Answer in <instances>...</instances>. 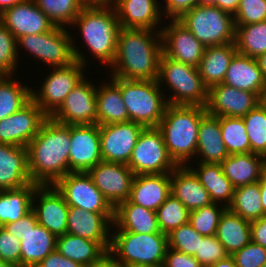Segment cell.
I'll list each match as a JSON object with an SVG mask.
<instances>
[{"label":"cell","mask_w":266,"mask_h":267,"mask_svg":"<svg viewBox=\"0 0 266 267\" xmlns=\"http://www.w3.org/2000/svg\"><path fill=\"white\" fill-rule=\"evenodd\" d=\"M162 54L161 29L121 28L109 74L126 80H157Z\"/></svg>","instance_id":"obj_1"},{"label":"cell","mask_w":266,"mask_h":267,"mask_svg":"<svg viewBox=\"0 0 266 267\" xmlns=\"http://www.w3.org/2000/svg\"><path fill=\"white\" fill-rule=\"evenodd\" d=\"M27 151L31 181L38 185H54L70 173V125L47 117L29 142Z\"/></svg>","instance_id":"obj_2"},{"label":"cell","mask_w":266,"mask_h":267,"mask_svg":"<svg viewBox=\"0 0 266 267\" xmlns=\"http://www.w3.org/2000/svg\"><path fill=\"white\" fill-rule=\"evenodd\" d=\"M206 113V107L199 105H167L157 128L163 134L170 157L178 166L188 165L195 157L200 120Z\"/></svg>","instance_id":"obj_3"},{"label":"cell","mask_w":266,"mask_h":267,"mask_svg":"<svg viewBox=\"0 0 266 267\" xmlns=\"http://www.w3.org/2000/svg\"><path fill=\"white\" fill-rule=\"evenodd\" d=\"M71 26H79L90 53L110 67L115 59L121 29L114 7H83Z\"/></svg>","instance_id":"obj_4"},{"label":"cell","mask_w":266,"mask_h":267,"mask_svg":"<svg viewBox=\"0 0 266 267\" xmlns=\"http://www.w3.org/2000/svg\"><path fill=\"white\" fill-rule=\"evenodd\" d=\"M109 78L120 88L123 102L129 113V121L139 123L145 128L158 127L168 105L166 95L161 91L157 80H126Z\"/></svg>","instance_id":"obj_5"},{"label":"cell","mask_w":266,"mask_h":267,"mask_svg":"<svg viewBox=\"0 0 266 267\" xmlns=\"http://www.w3.org/2000/svg\"><path fill=\"white\" fill-rule=\"evenodd\" d=\"M157 82L160 87L165 84L170 89L168 91H173L172 95L166 97L168 104L203 107L207 105L209 88L204 84L196 67L162 54Z\"/></svg>","instance_id":"obj_6"},{"label":"cell","mask_w":266,"mask_h":267,"mask_svg":"<svg viewBox=\"0 0 266 267\" xmlns=\"http://www.w3.org/2000/svg\"><path fill=\"white\" fill-rule=\"evenodd\" d=\"M113 230L112 228L109 253L117 261L130 267L156 266L164 263L168 248L166 234Z\"/></svg>","instance_id":"obj_7"},{"label":"cell","mask_w":266,"mask_h":267,"mask_svg":"<svg viewBox=\"0 0 266 267\" xmlns=\"http://www.w3.org/2000/svg\"><path fill=\"white\" fill-rule=\"evenodd\" d=\"M66 27L54 26L50 31L40 34L24 35L17 40L18 53L22 47L45 62L48 67H65L72 62L79 61L86 68L88 66L85 54L81 53L75 45V39ZM78 48V49H77ZM87 64V65H86ZM50 65V66H49Z\"/></svg>","instance_id":"obj_8"},{"label":"cell","mask_w":266,"mask_h":267,"mask_svg":"<svg viewBox=\"0 0 266 267\" xmlns=\"http://www.w3.org/2000/svg\"><path fill=\"white\" fill-rule=\"evenodd\" d=\"M205 47L235 42L234 16L212 4H197L178 19Z\"/></svg>","instance_id":"obj_9"},{"label":"cell","mask_w":266,"mask_h":267,"mask_svg":"<svg viewBox=\"0 0 266 267\" xmlns=\"http://www.w3.org/2000/svg\"><path fill=\"white\" fill-rule=\"evenodd\" d=\"M127 165L135 175L171 173L178 166L170 157L157 127L142 130Z\"/></svg>","instance_id":"obj_10"},{"label":"cell","mask_w":266,"mask_h":267,"mask_svg":"<svg viewBox=\"0 0 266 267\" xmlns=\"http://www.w3.org/2000/svg\"><path fill=\"white\" fill-rule=\"evenodd\" d=\"M84 67L76 60L65 67H51L52 72L45 76L41 89L31 90V99L50 117L61 106L66 96L86 77L83 73Z\"/></svg>","instance_id":"obj_11"},{"label":"cell","mask_w":266,"mask_h":267,"mask_svg":"<svg viewBox=\"0 0 266 267\" xmlns=\"http://www.w3.org/2000/svg\"><path fill=\"white\" fill-rule=\"evenodd\" d=\"M54 186L69 206L101 214H114V208L94 185L87 172H70L60 178Z\"/></svg>","instance_id":"obj_12"},{"label":"cell","mask_w":266,"mask_h":267,"mask_svg":"<svg viewBox=\"0 0 266 267\" xmlns=\"http://www.w3.org/2000/svg\"><path fill=\"white\" fill-rule=\"evenodd\" d=\"M86 79L66 96L50 116L53 120L67 125L97 124V87Z\"/></svg>","instance_id":"obj_13"},{"label":"cell","mask_w":266,"mask_h":267,"mask_svg":"<svg viewBox=\"0 0 266 267\" xmlns=\"http://www.w3.org/2000/svg\"><path fill=\"white\" fill-rule=\"evenodd\" d=\"M87 173L114 209L128 200L135 178V174L128 165L100 161Z\"/></svg>","instance_id":"obj_14"},{"label":"cell","mask_w":266,"mask_h":267,"mask_svg":"<svg viewBox=\"0 0 266 267\" xmlns=\"http://www.w3.org/2000/svg\"><path fill=\"white\" fill-rule=\"evenodd\" d=\"M144 128L143 125L132 121L100 125L102 161L127 165Z\"/></svg>","instance_id":"obj_15"},{"label":"cell","mask_w":266,"mask_h":267,"mask_svg":"<svg viewBox=\"0 0 266 267\" xmlns=\"http://www.w3.org/2000/svg\"><path fill=\"white\" fill-rule=\"evenodd\" d=\"M48 116L30 99L17 112L0 120V143L27 147Z\"/></svg>","instance_id":"obj_16"},{"label":"cell","mask_w":266,"mask_h":267,"mask_svg":"<svg viewBox=\"0 0 266 267\" xmlns=\"http://www.w3.org/2000/svg\"><path fill=\"white\" fill-rule=\"evenodd\" d=\"M69 205L54 185H38L32 196V211L38 223L56 237L67 233Z\"/></svg>","instance_id":"obj_17"},{"label":"cell","mask_w":266,"mask_h":267,"mask_svg":"<svg viewBox=\"0 0 266 267\" xmlns=\"http://www.w3.org/2000/svg\"><path fill=\"white\" fill-rule=\"evenodd\" d=\"M100 161L99 125H70V172H88Z\"/></svg>","instance_id":"obj_18"},{"label":"cell","mask_w":266,"mask_h":267,"mask_svg":"<svg viewBox=\"0 0 266 267\" xmlns=\"http://www.w3.org/2000/svg\"><path fill=\"white\" fill-rule=\"evenodd\" d=\"M164 26H161L163 54L198 68L206 47L177 19Z\"/></svg>","instance_id":"obj_19"},{"label":"cell","mask_w":266,"mask_h":267,"mask_svg":"<svg viewBox=\"0 0 266 267\" xmlns=\"http://www.w3.org/2000/svg\"><path fill=\"white\" fill-rule=\"evenodd\" d=\"M258 104L257 94L220 83L209 88L206 111L216 117L242 118Z\"/></svg>","instance_id":"obj_20"},{"label":"cell","mask_w":266,"mask_h":267,"mask_svg":"<svg viewBox=\"0 0 266 267\" xmlns=\"http://www.w3.org/2000/svg\"><path fill=\"white\" fill-rule=\"evenodd\" d=\"M113 221L114 214H101L69 206L67 233L96 241L109 252Z\"/></svg>","instance_id":"obj_21"},{"label":"cell","mask_w":266,"mask_h":267,"mask_svg":"<svg viewBox=\"0 0 266 267\" xmlns=\"http://www.w3.org/2000/svg\"><path fill=\"white\" fill-rule=\"evenodd\" d=\"M0 21L18 40L24 35L50 31L54 24L42 12L34 0L25 1L6 9L0 14Z\"/></svg>","instance_id":"obj_22"},{"label":"cell","mask_w":266,"mask_h":267,"mask_svg":"<svg viewBox=\"0 0 266 267\" xmlns=\"http://www.w3.org/2000/svg\"><path fill=\"white\" fill-rule=\"evenodd\" d=\"M57 237L41 226L33 211L27 214V231L20 238V267H36L56 250Z\"/></svg>","instance_id":"obj_23"},{"label":"cell","mask_w":266,"mask_h":267,"mask_svg":"<svg viewBox=\"0 0 266 267\" xmlns=\"http://www.w3.org/2000/svg\"><path fill=\"white\" fill-rule=\"evenodd\" d=\"M160 5L158 0H116L113 7L121 28L157 30L163 19Z\"/></svg>","instance_id":"obj_24"},{"label":"cell","mask_w":266,"mask_h":267,"mask_svg":"<svg viewBox=\"0 0 266 267\" xmlns=\"http://www.w3.org/2000/svg\"><path fill=\"white\" fill-rule=\"evenodd\" d=\"M171 194V173L135 175L128 200L157 211Z\"/></svg>","instance_id":"obj_25"},{"label":"cell","mask_w":266,"mask_h":267,"mask_svg":"<svg viewBox=\"0 0 266 267\" xmlns=\"http://www.w3.org/2000/svg\"><path fill=\"white\" fill-rule=\"evenodd\" d=\"M30 183L27 147L0 143V191L21 188Z\"/></svg>","instance_id":"obj_26"},{"label":"cell","mask_w":266,"mask_h":267,"mask_svg":"<svg viewBox=\"0 0 266 267\" xmlns=\"http://www.w3.org/2000/svg\"><path fill=\"white\" fill-rule=\"evenodd\" d=\"M171 194L179 199L189 211L213 203L208 191L187 165L177 166L171 172Z\"/></svg>","instance_id":"obj_27"},{"label":"cell","mask_w":266,"mask_h":267,"mask_svg":"<svg viewBox=\"0 0 266 267\" xmlns=\"http://www.w3.org/2000/svg\"><path fill=\"white\" fill-rule=\"evenodd\" d=\"M199 162L221 164L228 156L220 129V117L206 113L200 120L197 152Z\"/></svg>","instance_id":"obj_28"},{"label":"cell","mask_w":266,"mask_h":267,"mask_svg":"<svg viewBox=\"0 0 266 267\" xmlns=\"http://www.w3.org/2000/svg\"><path fill=\"white\" fill-rule=\"evenodd\" d=\"M113 225L116 231L162 233L156 212L131 203L129 200H125L114 209Z\"/></svg>","instance_id":"obj_29"},{"label":"cell","mask_w":266,"mask_h":267,"mask_svg":"<svg viewBox=\"0 0 266 267\" xmlns=\"http://www.w3.org/2000/svg\"><path fill=\"white\" fill-rule=\"evenodd\" d=\"M256 58L236 53L230 62L223 84L239 90L249 91L259 96L265 85Z\"/></svg>","instance_id":"obj_30"},{"label":"cell","mask_w":266,"mask_h":267,"mask_svg":"<svg viewBox=\"0 0 266 267\" xmlns=\"http://www.w3.org/2000/svg\"><path fill=\"white\" fill-rule=\"evenodd\" d=\"M236 53L235 42L205 48L198 70L208 88L223 83L230 62Z\"/></svg>","instance_id":"obj_31"},{"label":"cell","mask_w":266,"mask_h":267,"mask_svg":"<svg viewBox=\"0 0 266 267\" xmlns=\"http://www.w3.org/2000/svg\"><path fill=\"white\" fill-rule=\"evenodd\" d=\"M221 167L234 188L258 182L263 175L262 157L251 152L229 155Z\"/></svg>","instance_id":"obj_32"},{"label":"cell","mask_w":266,"mask_h":267,"mask_svg":"<svg viewBox=\"0 0 266 267\" xmlns=\"http://www.w3.org/2000/svg\"><path fill=\"white\" fill-rule=\"evenodd\" d=\"M56 250L83 267H94L108 253L98 242L69 233L57 237Z\"/></svg>","instance_id":"obj_33"},{"label":"cell","mask_w":266,"mask_h":267,"mask_svg":"<svg viewBox=\"0 0 266 267\" xmlns=\"http://www.w3.org/2000/svg\"><path fill=\"white\" fill-rule=\"evenodd\" d=\"M198 168L187 165L198 177L202 186L208 191L213 203L223 204L228 208L234 194V186L224 175L221 164L196 161ZM226 203V204H225Z\"/></svg>","instance_id":"obj_34"},{"label":"cell","mask_w":266,"mask_h":267,"mask_svg":"<svg viewBox=\"0 0 266 267\" xmlns=\"http://www.w3.org/2000/svg\"><path fill=\"white\" fill-rule=\"evenodd\" d=\"M110 82H104L97 88V124L99 126L129 122V113L123 102L120 88L112 80Z\"/></svg>","instance_id":"obj_35"},{"label":"cell","mask_w":266,"mask_h":267,"mask_svg":"<svg viewBox=\"0 0 266 267\" xmlns=\"http://www.w3.org/2000/svg\"><path fill=\"white\" fill-rule=\"evenodd\" d=\"M215 236L232 255L251 241V222L226 208L220 216Z\"/></svg>","instance_id":"obj_36"},{"label":"cell","mask_w":266,"mask_h":267,"mask_svg":"<svg viewBox=\"0 0 266 267\" xmlns=\"http://www.w3.org/2000/svg\"><path fill=\"white\" fill-rule=\"evenodd\" d=\"M36 183L0 191V226L13 223L32 211V196Z\"/></svg>","instance_id":"obj_37"},{"label":"cell","mask_w":266,"mask_h":267,"mask_svg":"<svg viewBox=\"0 0 266 267\" xmlns=\"http://www.w3.org/2000/svg\"><path fill=\"white\" fill-rule=\"evenodd\" d=\"M13 76L0 77V120L17 112L31 99L32 88L12 79Z\"/></svg>","instance_id":"obj_38"},{"label":"cell","mask_w":266,"mask_h":267,"mask_svg":"<svg viewBox=\"0 0 266 267\" xmlns=\"http://www.w3.org/2000/svg\"><path fill=\"white\" fill-rule=\"evenodd\" d=\"M228 209L250 222L264 217L259 183L255 182L235 188Z\"/></svg>","instance_id":"obj_39"},{"label":"cell","mask_w":266,"mask_h":267,"mask_svg":"<svg viewBox=\"0 0 266 267\" xmlns=\"http://www.w3.org/2000/svg\"><path fill=\"white\" fill-rule=\"evenodd\" d=\"M235 26V45L238 53L252 58L266 53V20Z\"/></svg>","instance_id":"obj_40"},{"label":"cell","mask_w":266,"mask_h":267,"mask_svg":"<svg viewBox=\"0 0 266 267\" xmlns=\"http://www.w3.org/2000/svg\"><path fill=\"white\" fill-rule=\"evenodd\" d=\"M220 129L229 155L250 153V141L243 118L222 116Z\"/></svg>","instance_id":"obj_41"},{"label":"cell","mask_w":266,"mask_h":267,"mask_svg":"<svg viewBox=\"0 0 266 267\" xmlns=\"http://www.w3.org/2000/svg\"><path fill=\"white\" fill-rule=\"evenodd\" d=\"M54 26L64 27L73 24L83 6L79 0H34Z\"/></svg>","instance_id":"obj_42"},{"label":"cell","mask_w":266,"mask_h":267,"mask_svg":"<svg viewBox=\"0 0 266 267\" xmlns=\"http://www.w3.org/2000/svg\"><path fill=\"white\" fill-rule=\"evenodd\" d=\"M156 214L160 231L166 235L189 223L190 211L172 194L157 209Z\"/></svg>","instance_id":"obj_43"},{"label":"cell","mask_w":266,"mask_h":267,"mask_svg":"<svg viewBox=\"0 0 266 267\" xmlns=\"http://www.w3.org/2000/svg\"><path fill=\"white\" fill-rule=\"evenodd\" d=\"M242 118L250 141V152L261 155L266 149V109L258 104Z\"/></svg>","instance_id":"obj_44"},{"label":"cell","mask_w":266,"mask_h":267,"mask_svg":"<svg viewBox=\"0 0 266 267\" xmlns=\"http://www.w3.org/2000/svg\"><path fill=\"white\" fill-rule=\"evenodd\" d=\"M226 206L218 203L190 211L189 224L203 236H214L218 227L221 214Z\"/></svg>","instance_id":"obj_45"},{"label":"cell","mask_w":266,"mask_h":267,"mask_svg":"<svg viewBox=\"0 0 266 267\" xmlns=\"http://www.w3.org/2000/svg\"><path fill=\"white\" fill-rule=\"evenodd\" d=\"M203 237V235L187 223L167 234L168 248L188 255H194L196 252H199L200 240Z\"/></svg>","instance_id":"obj_46"},{"label":"cell","mask_w":266,"mask_h":267,"mask_svg":"<svg viewBox=\"0 0 266 267\" xmlns=\"http://www.w3.org/2000/svg\"><path fill=\"white\" fill-rule=\"evenodd\" d=\"M18 56L16 37L0 21V72L3 75L16 74Z\"/></svg>","instance_id":"obj_47"},{"label":"cell","mask_w":266,"mask_h":267,"mask_svg":"<svg viewBox=\"0 0 266 267\" xmlns=\"http://www.w3.org/2000/svg\"><path fill=\"white\" fill-rule=\"evenodd\" d=\"M229 254L225 246L214 236H204L200 240L199 252L194 257L200 262L202 267H210L214 263L228 257Z\"/></svg>","instance_id":"obj_48"},{"label":"cell","mask_w":266,"mask_h":267,"mask_svg":"<svg viewBox=\"0 0 266 267\" xmlns=\"http://www.w3.org/2000/svg\"><path fill=\"white\" fill-rule=\"evenodd\" d=\"M234 19L235 25L265 21L266 0H240Z\"/></svg>","instance_id":"obj_49"},{"label":"cell","mask_w":266,"mask_h":267,"mask_svg":"<svg viewBox=\"0 0 266 267\" xmlns=\"http://www.w3.org/2000/svg\"><path fill=\"white\" fill-rule=\"evenodd\" d=\"M231 256L237 267H264L266 262V248L251 240Z\"/></svg>","instance_id":"obj_50"},{"label":"cell","mask_w":266,"mask_h":267,"mask_svg":"<svg viewBox=\"0 0 266 267\" xmlns=\"http://www.w3.org/2000/svg\"><path fill=\"white\" fill-rule=\"evenodd\" d=\"M20 239L0 226V260L20 267Z\"/></svg>","instance_id":"obj_51"},{"label":"cell","mask_w":266,"mask_h":267,"mask_svg":"<svg viewBox=\"0 0 266 267\" xmlns=\"http://www.w3.org/2000/svg\"><path fill=\"white\" fill-rule=\"evenodd\" d=\"M164 267H202L194 255H188L183 252L167 248Z\"/></svg>","instance_id":"obj_52"},{"label":"cell","mask_w":266,"mask_h":267,"mask_svg":"<svg viewBox=\"0 0 266 267\" xmlns=\"http://www.w3.org/2000/svg\"><path fill=\"white\" fill-rule=\"evenodd\" d=\"M164 12L165 17L170 19H178L183 13L189 11L200 3V0H165Z\"/></svg>","instance_id":"obj_53"},{"label":"cell","mask_w":266,"mask_h":267,"mask_svg":"<svg viewBox=\"0 0 266 267\" xmlns=\"http://www.w3.org/2000/svg\"><path fill=\"white\" fill-rule=\"evenodd\" d=\"M36 267H83L61 255L57 250L49 253Z\"/></svg>","instance_id":"obj_54"},{"label":"cell","mask_w":266,"mask_h":267,"mask_svg":"<svg viewBox=\"0 0 266 267\" xmlns=\"http://www.w3.org/2000/svg\"><path fill=\"white\" fill-rule=\"evenodd\" d=\"M251 240L266 248V216L251 221Z\"/></svg>","instance_id":"obj_55"},{"label":"cell","mask_w":266,"mask_h":267,"mask_svg":"<svg viewBox=\"0 0 266 267\" xmlns=\"http://www.w3.org/2000/svg\"><path fill=\"white\" fill-rule=\"evenodd\" d=\"M3 227L11 234L16 236L18 239L27 231V215L23 218L13 222L3 225Z\"/></svg>","instance_id":"obj_56"},{"label":"cell","mask_w":266,"mask_h":267,"mask_svg":"<svg viewBox=\"0 0 266 267\" xmlns=\"http://www.w3.org/2000/svg\"><path fill=\"white\" fill-rule=\"evenodd\" d=\"M239 2L240 0H216L213 5L234 16L237 11Z\"/></svg>","instance_id":"obj_57"},{"label":"cell","mask_w":266,"mask_h":267,"mask_svg":"<svg viewBox=\"0 0 266 267\" xmlns=\"http://www.w3.org/2000/svg\"><path fill=\"white\" fill-rule=\"evenodd\" d=\"M94 267H130L117 261L109 252Z\"/></svg>","instance_id":"obj_58"},{"label":"cell","mask_w":266,"mask_h":267,"mask_svg":"<svg viewBox=\"0 0 266 267\" xmlns=\"http://www.w3.org/2000/svg\"><path fill=\"white\" fill-rule=\"evenodd\" d=\"M83 7H107L114 6V0H79Z\"/></svg>","instance_id":"obj_59"},{"label":"cell","mask_w":266,"mask_h":267,"mask_svg":"<svg viewBox=\"0 0 266 267\" xmlns=\"http://www.w3.org/2000/svg\"><path fill=\"white\" fill-rule=\"evenodd\" d=\"M260 187V197L261 204L263 207L264 217L266 216V177L262 175V177L258 180Z\"/></svg>","instance_id":"obj_60"},{"label":"cell","mask_w":266,"mask_h":267,"mask_svg":"<svg viewBox=\"0 0 266 267\" xmlns=\"http://www.w3.org/2000/svg\"><path fill=\"white\" fill-rule=\"evenodd\" d=\"M210 267H237V266L235 264L233 257L229 255L228 257L214 263Z\"/></svg>","instance_id":"obj_61"},{"label":"cell","mask_w":266,"mask_h":267,"mask_svg":"<svg viewBox=\"0 0 266 267\" xmlns=\"http://www.w3.org/2000/svg\"><path fill=\"white\" fill-rule=\"evenodd\" d=\"M31 0H0V14L16 4Z\"/></svg>","instance_id":"obj_62"},{"label":"cell","mask_w":266,"mask_h":267,"mask_svg":"<svg viewBox=\"0 0 266 267\" xmlns=\"http://www.w3.org/2000/svg\"><path fill=\"white\" fill-rule=\"evenodd\" d=\"M259 68L261 70L262 76L264 80L266 81V53L259 55L256 58Z\"/></svg>","instance_id":"obj_63"},{"label":"cell","mask_w":266,"mask_h":267,"mask_svg":"<svg viewBox=\"0 0 266 267\" xmlns=\"http://www.w3.org/2000/svg\"><path fill=\"white\" fill-rule=\"evenodd\" d=\"M259 105L266 109V82L265 85L262 87L260 94L258 96Z\"/></svg>","instance_id":"obj_64"},{"label":"cell","mask_w":266,"mask_h":267,"mask_svg":"<svg viewBox=\"0 0 266 267\" xmlns=\"http://www.w3.org/2000/svg\"><path fill=\"white\" fill-rule=\"evenodd\" d=\"M0 267H19L13 263L6 262V261H1L0 260Z\"/></svg>","instance_id":"obj_65"},{"label":"cell","mask_w":266,"mask_h":267,"mask_svg":"<svg viewBox=\"0 0 266 267\" xmlns=\"http://www.w3.org/2000/svg\"><path fill=\"white\" fill-rule=\"evenodd\" d=\"M216 0H200L201 4H214Z\"/></svg>","instance_id":"obj_66"},{"label":"cell","mask_w":266,"mask_h":267,"mask_svg":"<svg viewBox=\"0 0 266 267\" xmlns=\"http://www.w3.org/2000/svg\"><path fill=\"white\" fill-rule=\"evenodd\" d=\"M260 156L262 157L263 162H266V149Z\"/></svg>","instance_id":"obj_67"},{"label":"cell","mask_w":266,"mask_h":267,"mask_svg":"<svg viewBox=\"0 0 266 267\" xmlns=\"http://www.w3.org/2000/svg\"><path fill=\"white\" fill-rule=\"evenodd\" d=\"M263 175L266 177V162H263Z\"/></svg>","instance_id":"obj_68"},{"label":"cell","mask_w":266,"mask_h":267,"mask_svg":"<svg viewBox=\"0 0 266 267\" xmlns=\"http://www.w3.org/2000/svg\"><path fill=\"white\" fill-rule=\"evenodd\" d=\"M140 267H164V265H156V266H140Z\"/></svg>","instance_id":"obj_69"}]
</instances>
